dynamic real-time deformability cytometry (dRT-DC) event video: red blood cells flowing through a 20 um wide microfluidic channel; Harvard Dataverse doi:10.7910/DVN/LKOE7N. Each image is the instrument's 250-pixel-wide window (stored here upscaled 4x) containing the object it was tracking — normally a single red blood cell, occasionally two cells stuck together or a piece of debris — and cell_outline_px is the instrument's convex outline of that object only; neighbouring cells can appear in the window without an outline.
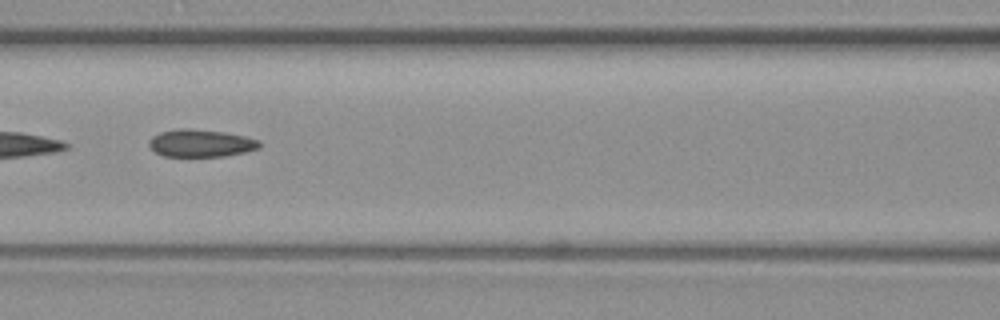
{"species": "common noctule bat (a hibernating species)", "species_latin": "Nyctalus noctula", "temperature_condition": "warm", "stored_images_in_passage": 22, "segment_of_instrument_passage": [2, 2], "camera_frame_rate_fps": 3000, "um_per_image_px": 0.085, "animal": {"sex": "female", "body_mass_g": 19.3, "forearm_length_mm": 54.1}, "frame": {"image": 1, "passage_image": 19, "time_ms": 6.0, "image_size_px": [1000, 320], "cell_outline_px": [[260, 148], [244, 152], [224, 156], [164, 156], [156, 152], [148, 144], [148, 140], [152, 136], [160, 132], [180, 128], [188, 128], [224, 132], [244, 136], [260, 140]], "centroid_in_image_um": [17.06, 12.16], "position_along_channel_um": 149.5, "area_um2": 17.63}}